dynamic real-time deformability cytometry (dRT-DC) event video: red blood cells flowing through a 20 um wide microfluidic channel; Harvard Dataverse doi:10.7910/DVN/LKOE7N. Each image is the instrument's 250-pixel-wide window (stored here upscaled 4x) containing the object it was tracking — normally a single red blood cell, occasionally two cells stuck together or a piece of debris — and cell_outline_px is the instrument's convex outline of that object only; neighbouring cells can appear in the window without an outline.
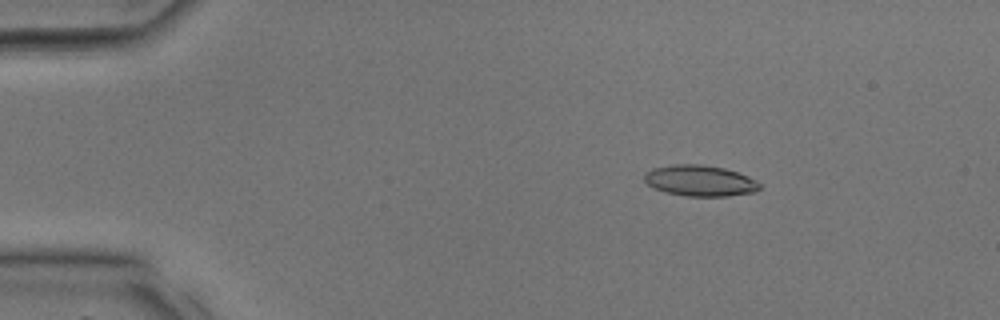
{"species": "common noctule bat (a hibernating species)", "species_latin": "Nyctalus noctula", "temperature_condition": "room temperature", "stored_images_in_passage": 35, "camera_frame_rate_fps": 3000, "um_per_image_px": 0.085, "animal": {"sex": "male", "body_mass_g": 17.9, "forearm_length_mm": 54.2}, "frame": {"image": 1, "passage_image": 6, "time_ms": 1.667, "image_size_px": [1000, 320], "cell_outline_px": [[760, 188], [756, 192], [728, 196], [684, 196], [668, 192], [656, 188], [648, 184], [644, 180], [644, 172], [652, 168], [672, 164], [700, 164], [724, 168], [748, 176], [756, 180], [760, 184]], "centroid_in_image_um": [59.5, 15.35], "position_along_channel_um": 25.5, "area_um2": 20.81}}
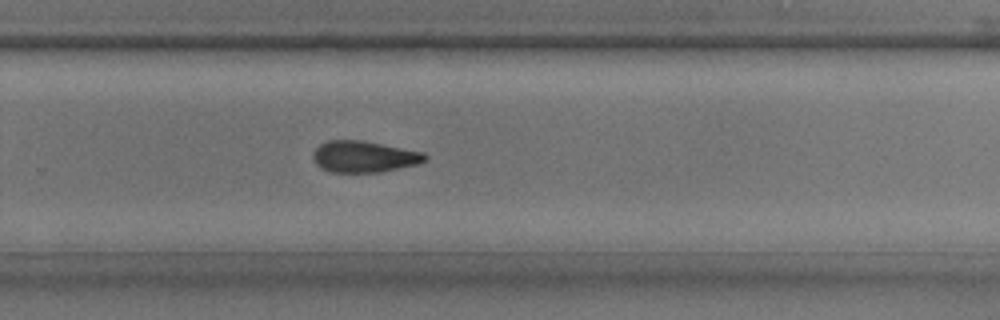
{"frame": {"image": 2, "passage_image": 24, "time_ms": 7.667, "image_size_px": [1000, 320], "cell_outline_px": [[428, 160], [420, 164], [380, 172], [332, 172], [320, 168], [316, 164], [312, 156], [316, 148], [320, 144], [328, 140], [364, 140], [424, 152], [428, 156]], "centroid_in_image_um": [30.98, 13.31], "position_along_channel_um": 298.8, "area_um2": 20.75}}
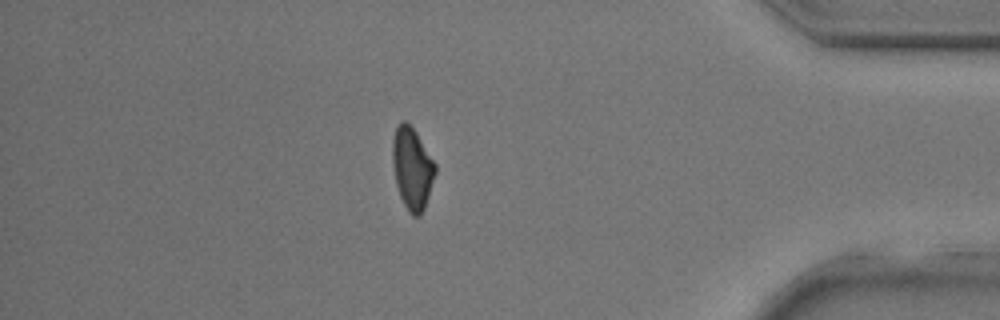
{"frame": {"image": 3, "passage_image": 31, "time_ms": 10.0, "image_size_px": [1000, 320], "cell_outline_px": [[436, 172], [424, 208], [420, 216], [412, 216], [408, 212], [400, 196], [396, 184], [392, 164], [392, 140], [396, 128], [400, 120], [404, 120], [416, 132], [436, 164]], "centroid_in_image_um": [35.02, 14.31], "position_along_channel_um": 400.2, "area_um2": 20.35}}